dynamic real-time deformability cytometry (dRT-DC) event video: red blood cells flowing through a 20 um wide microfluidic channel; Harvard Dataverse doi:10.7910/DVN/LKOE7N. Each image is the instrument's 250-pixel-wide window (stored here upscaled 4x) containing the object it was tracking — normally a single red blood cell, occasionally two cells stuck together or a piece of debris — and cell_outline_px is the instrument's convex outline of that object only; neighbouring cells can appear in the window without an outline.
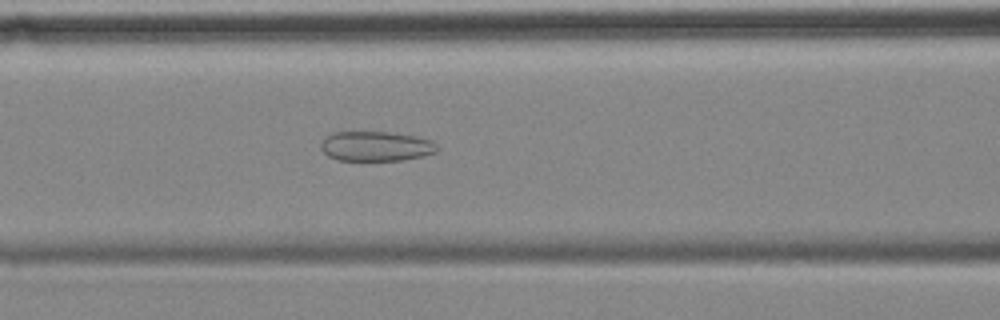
{"species": "common noctule bat (a hibernating species)", "species_latin": "Nyctalus noctula", "temperature_condition": "cold", "stored_images_in_passage": 57, "camera_frame_rate_fps": 3000, "um_per_image_px": 0.085, "animal": {"sex": "female", "body_mass_g": 18.4}, "frame": {"image": 1, "passage_image": 23, "time_ms": 7.333, "image_size_px": [1000, 320], "cell_outline_px": [[436, 152], [424, 156], [404, 160], [336, 160], [328, 156], [320, 148], [320, 144], [324, 136], [332, 132], [388, 132], [416, 136], [432, 140], [436, 144]], "centroid_in_image_um": [31.92, 12.43], "position_along_channel_um": 134.7, "area_um2": 20.35}}
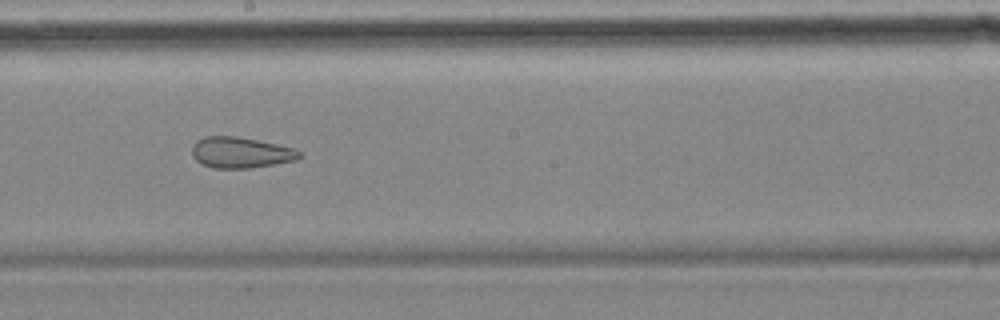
{"frame": {"image": 2, "passage_image": 31, "time_ms": 10.0, "image_size_px": [1000, 320], "cell_outline_px": [[304, 156], [296, 160], [252, 168], [212, 168], [200, 164], [192, 156], [192, 148], [196, 140], [204, 136], [236, 136], [276, 144], [292, 148], [300, 152]], "centroid_in_image_um": [20.43, 12.97], "position_along_channel_um": 227.8, "area_um2": 19.42}}
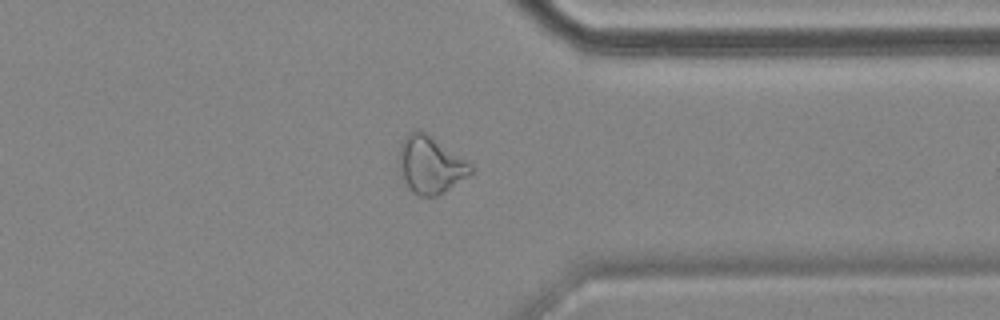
{"frame": {"image": 3, "passage_image": 44, "time_ms": 14.333, "image_size_px": [1000, 320], "cell_outline_px": [[472, 172], [444, 192], [436, 196], [416, 196], [408, 188], [404, 180], [400, 168], [400, 144], [416, 128], [420, 128], [468, 160], [472, 164]], "centroid_in_image_um": [36.6, 14.0], "position_along_channel_um": 374.8, "area_um2": 23.76}, "authors_computed_cell_mechanics": {"area_um2": 26.0678, "velocity_mm_per_s": 3.5195, "shape_relaxation_time_tau1_ms": null, "shape_relaxation_time_tau2_ms": 3.2275, "deformation_change_tau1": null, "deformation_change_tau2": 0.1185}}